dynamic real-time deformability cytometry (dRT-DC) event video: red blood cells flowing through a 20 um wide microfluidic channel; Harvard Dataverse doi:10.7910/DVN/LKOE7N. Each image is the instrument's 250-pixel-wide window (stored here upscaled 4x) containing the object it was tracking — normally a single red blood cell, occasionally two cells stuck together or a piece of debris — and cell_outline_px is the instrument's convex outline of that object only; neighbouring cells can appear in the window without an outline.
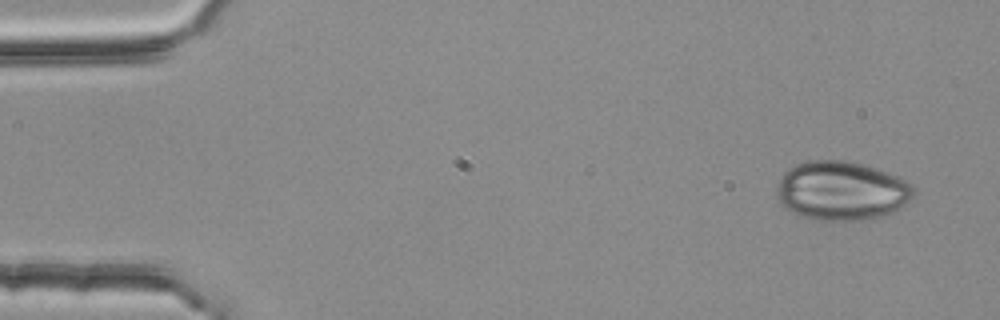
{"species": "common noctule bat (a hibernating species)", "species_latin": "Nyctalus noctula", "temperature_condition": "room temperature", "stored_images_in_passage": 4, "camera_frame_rate_fps": 3000, "um_per_image_px": 0.085, "animal": {"sex": "female", "body_mass_g": 25.1}, "frame": {"image": 1, "passage_image": 1, "time_ms": 0.0, "image_size_px": [1000, 320], "cell_outline_px": [[916, 192], [904, 204], [880, 216], [864, 220], [812, 220], [800, 216], [792, 212], [776, 196], [776, 188], [784, 172], [788, 168], [796, 164], [812, 160], [844, 160], [876, 168], [900, 176], [908, 180], [916, 188]], "centroid_in_image_um": [71.53, 16.2], "position_along_channel_um": 13.5, "area_um2": 46.99}}